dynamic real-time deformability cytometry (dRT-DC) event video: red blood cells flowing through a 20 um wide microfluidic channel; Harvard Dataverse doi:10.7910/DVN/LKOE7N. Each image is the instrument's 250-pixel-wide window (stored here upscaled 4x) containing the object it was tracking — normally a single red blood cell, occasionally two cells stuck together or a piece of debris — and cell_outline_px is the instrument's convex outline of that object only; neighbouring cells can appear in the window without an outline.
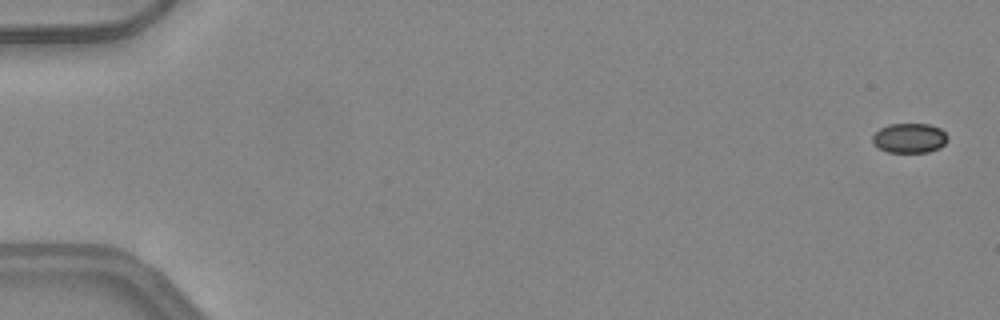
{"species": "common noctule bat (a hibernating species)", "species_latin": "Nyctalus noctula", "temperature_condition": "warm", "stored_images_in_passage": 50, "camera_frame_rate_fps": 3000, "um_per_image_px": 0.085, "animal": {"sex": "female", "body_mass_g": 24.6, "forearm_length_mm": 56.2}, "frame": {"image": 1, "passage_image": 1, "time_ms": 0.0, "image_size_px": [1000, 320], "cell_outline_px": [[948, 140], [940, 148], [928, 152], [888, 152], [880, 148], [872, 140], [872, 136], [880, 128], [888, 124], [928, 124], [940, 128], [948, 136]], "centroid_in_image_um": [77.33, 11.73], "position_along_channel_um": 7.7, "area_um2": 12.95}}
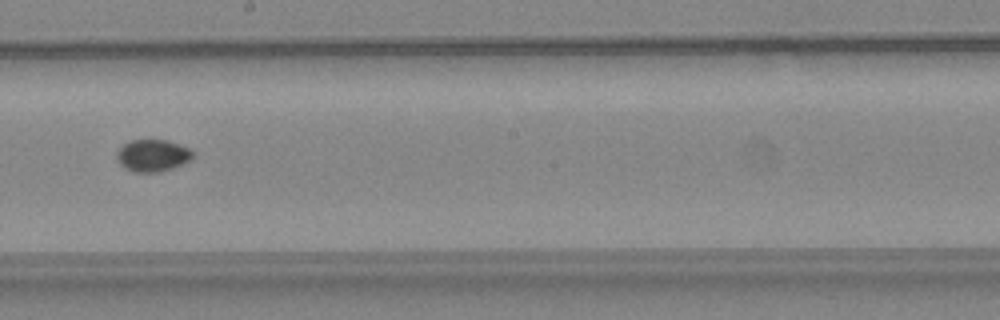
{"frame": {"image": 2, "passage_image": 29, "time_ms": 9.333, "image_size_px": [1000, 320], "cell_outline_px": [[192, 156], [184, 164], [160, 172], [132, 172], [124, 168], [116, 160], [116, 152], [124, 144], [132, 140], [168, 140], [188, 148], [192, 152]], "centroid_in_image_um": [12.93, 13.23], "position_along_channel_um": 235.3, "area_um2": 14.16}}
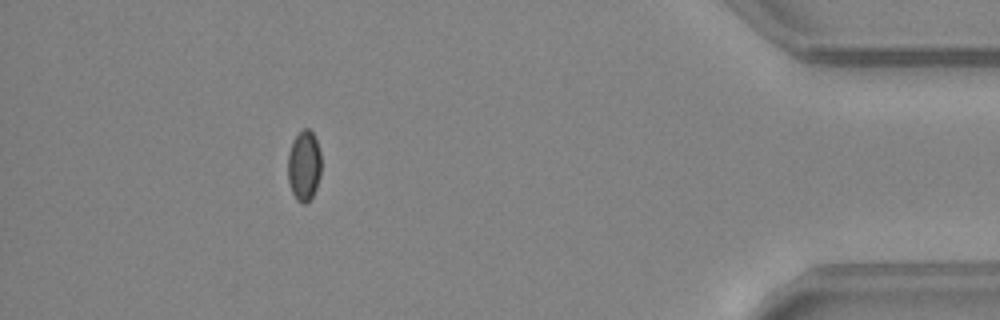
{"frame": {"image": 3, "passage_image": 45, "time_ms": 14.667, "image_size_px": [1000, 320], "cell_outline_px": [[320, 176], [316, 188], [312, 196], [304, 204], [296, 200], [292, 192], [288, 180], [288, 152], [292, 140], [304, 128], [308, 128], [312, 132], [316, 140], [320, 152]], "centroid_in_image_um": [25.83, 14.07], "position_along_channel_um": 409.4, "area_um2": 13.64}}